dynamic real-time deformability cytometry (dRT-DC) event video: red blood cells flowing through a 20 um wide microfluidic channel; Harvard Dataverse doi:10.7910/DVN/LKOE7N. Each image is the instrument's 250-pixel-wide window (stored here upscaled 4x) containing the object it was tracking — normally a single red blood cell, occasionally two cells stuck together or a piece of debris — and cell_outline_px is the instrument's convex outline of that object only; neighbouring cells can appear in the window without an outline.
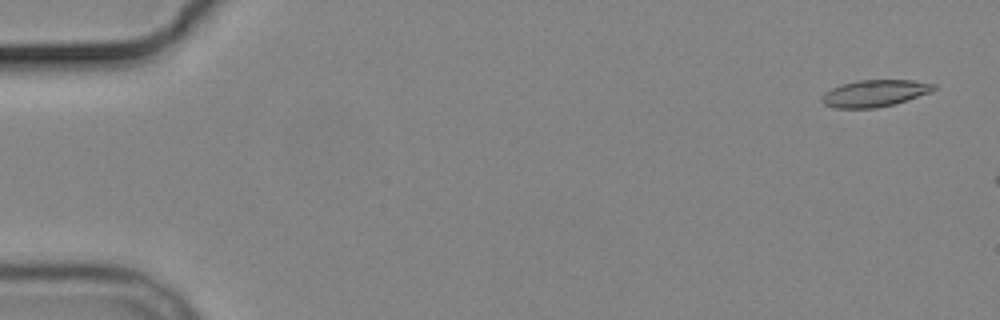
{"species": "common noctule bat (a hibernating species)", "species_latin": "Nyctalus noctula", "temperature_condition": "cold", "stored_images_in_passage": 4, "camera_frame_rate_fps": 3000, "um_per_image_px": 0.085, "animal": {"sex": "male", "body_mass_g": 19.2, "forearm_length_mm": 51.8}, "frame": {"image": 1, "passage_image": 1, "time_ms": 0.0, "image_size_px": [1000, 320], "cell_outline_px": [[936, 88], [932, 92], [896, 104], [876, 108], [836, 108], [824, 104], [820, 100], [820, 96], [824, 92], [832, 88], [856, 80], [912, 80], [936, 84]], "centroid_in_image_um": [74.36, 7.93], "position_along_channel_um": 10.6, "area_um2": 17.69}}